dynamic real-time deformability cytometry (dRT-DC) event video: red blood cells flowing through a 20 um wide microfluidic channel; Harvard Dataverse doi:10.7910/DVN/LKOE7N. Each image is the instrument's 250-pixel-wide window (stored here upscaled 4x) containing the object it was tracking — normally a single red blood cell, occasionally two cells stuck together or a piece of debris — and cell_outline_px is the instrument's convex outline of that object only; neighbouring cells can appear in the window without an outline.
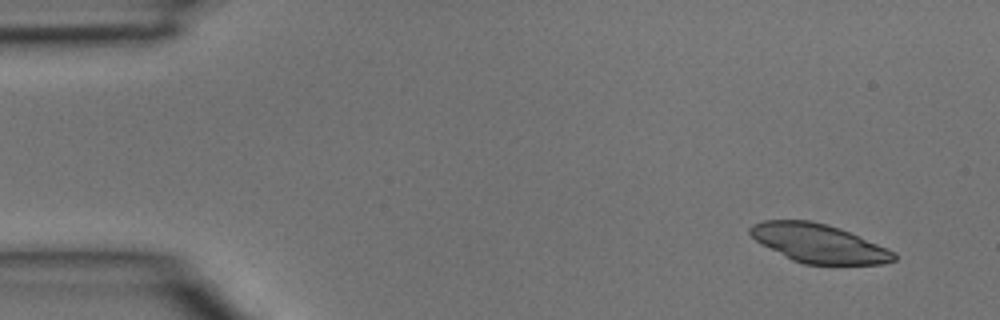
{"species": "common noctule bat (a hibernating species)", "species_latin": "Nyctalus noctula", "temperature_condition": "room temperature", "stored_images_in_passage": 3, "camera_frame_rate_fps": 3000, "um_per_image_px": 0.085, "animal": {"sex": "male", "body_mass_g": 15.6}, "frame": {"image": 1, "passage_image": 1, "time_ms": 0.0, "image_size_px": [1000, 320], "cell_outline_px": [[896, 260], [880, 264], [804, 264], [792, 260], [760, 244], [748, 232], [748, 228], [752, 224], [764, 220], [812, 220], [828, 224], [840, 228], [896, 252]], "centroid_in_image_um": [69.56, 20.67], "position_along_channel_um": 15.4, "area_um2": 32.43}}